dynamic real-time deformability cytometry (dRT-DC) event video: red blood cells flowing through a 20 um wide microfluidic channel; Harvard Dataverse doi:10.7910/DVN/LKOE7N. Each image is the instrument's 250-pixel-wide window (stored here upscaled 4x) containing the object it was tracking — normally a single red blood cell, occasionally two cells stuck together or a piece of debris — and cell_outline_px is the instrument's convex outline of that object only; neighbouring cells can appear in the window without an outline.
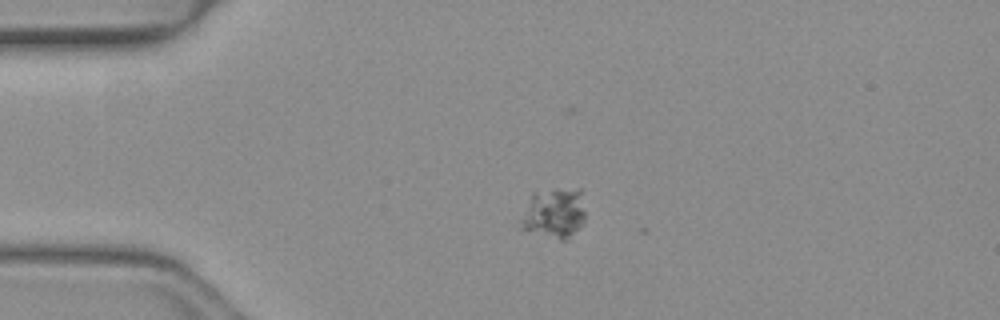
{"species": "common noctule bat (a hibernating species)", "species_latin": "Nyctalus noctula", "temperature_condition": "warm", "stored_images_in_passage": 3, "camera_frame_rate_fps": 3000, "um_per_image_px": 0.085, "animal": {"sex": "female", "body_mass_g": 19.3, "forearm_length_mm": 54.1}, "frame": {"image": 1, "passage_image": 1, "time_ms": 0.0, "image_size_px": [1000, 320], "cell_outline_px": [[584, 224], [568, 240], [560, 240], [520, 228], [516, 224], [532, 192], [556, 188], [580, 188], [584, 212]], "centroid_in_image_um": [47.07, 18.11], "position_along_channel_um": 37.9, "area_um2": 19.48}}